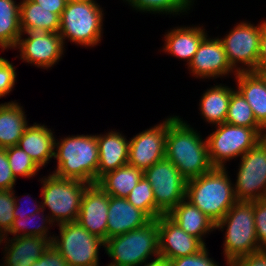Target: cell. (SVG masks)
I'll list each match as a JSON object with an SVG mask.
<instances>
[{
    "label": "cell",
    "mask_w": 266,
    "mask_h": 266,
    "mask_svg": "<svg viewBox=\"0 0 266 266\" xmlns=\"http://www.w3.org/2000/svg\"><path fill=\"white\" fill-rule=\"evenodd\" d=\"M165 158L187 179L206 174L213 166L208 156L207 141L179 116L167 118Z\"/></svg>",
    "instance_id": "1"
},
{
    "label": "cell",
    "mask_w": 266,
    "mask_h": 266,
    "mask_svg": "<svg viewBox=\"0 0 266 266\" xmlns=\"http://www.w3.org/2000/svg\"><path fill=\"white\" fill-rule=\"evenodd\" d=\"M225 168L213 167L206 174L187 180L186 200L215 224L237 202Z\"/></svg>",
    "instance_id": "2"
},
{
    "label": "cell",
    "mask_w": 266,
    "mask_h": 266,
    "mask_svg": "<svg viewBox=\"0 0 266 266\" xmlns=\"http://www.w3.org/2000/svg\"><path fill=\"white\" fill-rule=\"evenodd\" d=\"M54 158L57 169L54 175L60 178L75 179L95 184L99 164L97 135H77L55 140ZM57 151V152H56Z\"/></svg>",
    "instance_id": "3"
},
{
    "label": "cell",
    "mask_w": 266,
    "mask_h": 266,
    "mask_svg": "<svg viewBox=\"0 0 266 266\" xmlns=\"http://www.w3.org/2000/svg\"><path fill=\"white\" fill-rule=\"evenodd\" d=\"M227 225V226H226ZM224 254L227 266L237 258L260 252L254 221V201L236 202L215 228H225Z\"/></svg>",
    "instance_id": "4"
},
{
    "label": "cell",
    "mask_w": 266,
    "mask_h": 266,
    "mask_svg": "<svg viewBox=\"0 0 266 266\" xmlns=\"http://www.w3.org/2000/svg\"><path fill=\"white\" fill-rule=\"evenodd\" d=\"M105 250L114 260L108 266H142L149 256L159 257L158 221L107 239Z\"/></svg>",
    "instance_id": "5"
},
{
    "label": "cell",
    "mask_w": 266,
    "mask_h": 266,
    "mask_svg": "<svg viewBox=\"0 0 266 266\" xmlns=\"http://www.w3.org/2000/svg\"><path fill=\"white\" fill-rule=\"evenodd\" d=\"M102 9L97 3L68 1L60 17L59 35L83 46L98 44L102 32Z\"/></svg>",
    "instance_id": "6"
},
{
    "label": "cell",
    "mask_w": 266,
    "mask_h": 266,
    "mask_svg": "<svg viewBox=\"0 0 266 266\" xmlns=\"http://www.w3.org/2000/svg\"><path fill=\"white\" fill-rule=\"evenodd\" d=\"M41 182L42 207L44 209L46 206L51 211V221H57L58 225L76 222L83 193L89 184L80 180L60 178L54 174L42 179Z\"/></svg>",
    "instance_id": "7"
},
{
    "label": "cell",
    "mask_w": 266,
    "mask_h": 266,
    "mask_svg": "<svg viewBox=\"0 0 266 266\" xmlns=\"http://www.w3.org/2000/svg\"><path fill=\"white\" fill-rule=\"evenodd\" d=\"M264 128L234 126L227 123L217 125L216 131L206 138L208 156L213 167L224 168V163L232 158L243 156L265 135Z\"/></svg>",
    "instance_id": "8"
},
{
    "label": "cell",
    "mask_w": 266,
    "mask_h": 266,
    "mask_svg": "<svg viewBox=\"0 0 266 266\" xmlns=\"http://www.w3.org/2000/svg\"><path fill=\"white\" fill-rule=\"evenodd\" d=\"M59 230L60 239L53 236L51 244L69 266H99L98 250L105 247L103 239L89 233L77 221L60 224Z\"/></svg>",
    "instance_id": "9"
},
{
    "label": "cell",
    "mask_w": 266,
    "mask_h": 266,
    "mask_svg": "<svg viewBox=\"0 0 266 266\" xmlns=\"http://www.w3.org/2000/svg\"><path fill=\"white\" fill-rule=\"evenodd\" d=\"M153 189L156 203V219L167 215L186 199L187 179L168 159L154 163L143 172Z\"/></svg>",
    "instance_id": "10"
},
{
    "label": "cell",
    "mask_w": 266,
    "mask_h": 266,
    "mask_svg": "<svg viewBox=\"0 0 266 266\" xmlns=\"http://www.w3.org/2000/svg\"><path fill=\"white\" fill-rule=\"evenodd\" d=\"M234 193L237 202L264 199L266 194V140L264 138L241 156Z\"/></svg>",
    "instance_id": "11"
},
{
    "label": "cell",
    "mask_w": 266,
    "mask_h": 266,
    "mask_svg": "<svg viewBox=\"0 0 266 266\" xmlns=\"http://www.w3.org/2000/svg\"><path fill=\"white\" fill-rule=\"evenodd\" d=\"M261 23L258 26H254L248 22H241L228 35L226 34L225 38L220 39L230 66L234 69L238 62L247 66V68L242 66V69L237 67L233 72H249L257 69L260 38L266 21Z\"/></svg>",
    "instance_id": "12"
},
{
    "label": "cell",
    "mask_w": 266,
    "mask_h": 266,
    "mask_svg": "<svg viewBox=\"0 0 266 266\" xmlns=\"http://www.w3.org/2000/svg\"><path fill=\"white\" fill-rule=\"evenodd\" d=\"M167 119L129 141L128 164L143 172L165 158Z\"/></svg>",
    "instance_id": "13"
},
{
    "label": "cell",
    "mask_w": 266,
    "mask_h": 266,
    "mask_svg": "<svg viewBox=\"0 0 266 266\" xmlns=\"http://www.w3.org/2000/svg\"><path fill=\"white\" fill-rule=\"evenodd\" d=\"M28 38L20 36L16 47L20 49L21 59L37 67H52L63 54V41L59 33L22 32Z\"/></svg>",
    "instance_id": "14"
},
{
    "label": "cell",
    "mask_w": 266,
    "mask_h": 266,
    "mask_svg": "<svg viewBox=\"0 0 266 266\" xmlns=\"http://www.w3.org/2000/svg\"><path fill=\"white\" fill-rule=\"evenodd\" d=\"M156 220L159 229V256L168 262L198 253L205 247L198 238L186 233L167 215H161Z\"/></svg>",
    "instance_id": "15"
},
{
    "label": "cell",
    "mask_w": 266,
    "mask_h": 266,
    "mask_svg": "<svg viewBox=\"0 0 266 266\" xmlns=\"http://www.w3.org/2000/svg\"><path fill=\"white\" fill-rule=\"evenodd\" d=\"M109 195L98 185L89 184L82 196L77 222L89 233L107 240Z\"/></svg>",
    "instance_id": "16"
},
{
    "label": "cell",
    "mask_w": 266,
    "mask_h": 266,
    "mask_svg": "<svg viewBox=\"0 0 266 266\" xmlns=\"http://www.w3.org/2000/svg\"><path fill=\"white\" fill-rule=\"evenodd\" d=\"M206 36L200 43L197 52L189 63L196 77H219L233 71L227 60L226 52L220 38L210 39Z\"/></svg>",
    "instance_id": "17"
},
{
    "label": "cell",
    "mask_w": 266,
    "mask_h": 266,
    "mask_svg": "<svg viewBox=\"0 0 266 266\" xmlns=\"http://www.w3.org/2000/svg\"><path fill=\"white\" fill-rule=\"evenodd\" d=\"M107 239L140 228L152 219L126 198L109 196Z\"/></svg>",
    "instance_id": "18"
},
{
    "label": "cell",
    "mask_w": 266,
    "mask_h": 266,
    "mask_svg": "<svg viewBox=\"0 0 266 266\" xmlns=\"http://www.w3.org/2000/svg\"><path fill=\"white\" fill-rule=\"evenodd\" d=\"M99 164L98 179L107 172L128 164L129 141L119 132L97 135Z\"/></svg>",
    "instance_id": "19"
},
{
    "label": "cell",
    "mask_w": 266,
    "mask_h": 266,
    "mask_svg": "<svg viewBox=\"0 0 266 266\" xmlns=\"http://www.w3.org/2000/svg\"><path fill=\"white\" fill-rule=\"evenodd\" d=\"M17 146L24 150L36 165L41 168L54 157L55 137L45 125L27 126Z\"/></svg>",
    "instance_id": "20"
},
{
    "label": "cell",
    "mask_w": 266,
    "mask_h": 266,
    "mask_svg": "<svg viewBox=\"0 0 266 266\" xmlns=\"http://www.w3.org/2000/svg\"><path fill=\"white\" fill-rule=\"evenodd\" d=\"M53 238L17 236L9 240L5 266H32L50 247ZM10 247V248H9Z\"/></svg>",
    "instance_id": "21"
},
{
    "label": "cell",
    "mask_w": 266,
    "mask_h": 266,
    "mask_svg": "<svg viewBox=\"0 0 266 266\" xmlns=\"http://www.w3.org/2000/svg\"><path fill=\"white\" fill-rule=\"evenodd\" d=\"M167 216L189 235L198 238L204 245L202 236L215 229L216 224L207 215L186 199L175 206Z\"/></svg>",
    "instance_id": "22"
},
{
    "label": "cell",
    "mask_w": 266,
    "mask_h": 266,
    "mask_svg": "<svg viewBox=\"0 0 266 266\" xmlns=\"http://www.w3.org/2000/svg\"><path fill=\"white\" fill-rule=\"evenodd\" d=\"M238 91L251 106L257 122L266 130V85L255 71L235 72Z\"/></svg>",
    "instance_id": "23"
},
{
    "label": "cell",
    "mask_w": 266,
    "mask_h": 266,
    "mask_svg": "<svg viewBox=\"0 0 266 266\" xmlns=\"http://www.w3.org/2000/svg\"><path fill=\"white\" fill-rule=\"evenodd\" d=\"M204 30L201 27H177L166 34L163 49L177 58L187 60L189 65L200 43L207 36Z\"/></svg>",
    "instance_id": "24"
},
{
    "label": "cell",
    "mask_w": 266,
    "mask_h": 266,
    "mask_svg": "<svg viewBox=\"0 0 266 266\" xmlns=\"http://www.w3.org/2000/svg\"><path fill=\"white\" fill-rule=\"evenodd\" d=\"M20 28L22 32L59 33L60 16L34 1L20 3Z\"/></svg>",
    "instance_id": "25"
},
{
    "label": "cell",
    "mask_w": 266,
    "mask_h": 266,
    "mask_svg": "<svg viewBox=\"0 0 266 266\" xmlns=\"http://www.w3.org/2000/svg\"><path fill=\"white\" fill-rule=\"evenodd\" d=\"M25 112L16 102L0 104V148L18 144L27 125Z\"/></svg>",
    "instance_id": "26"
},
{
    "label": "cell",
    "mask_w": 266,
    "mask_h": 266,
    "mask_svg": "<svg viewBox=\"0 0 266 266\" xmlns=\"http://www.w3.org/2000/svg\"><path fill=\"white\" fill-rule=\"evenodd\" d=\"M142 176L141 169L127 164L105 173L96 183L109 196L126 198Z\"/></svg>",
    "instance_id": "27"
},
{
    "label": "cell",
    "mask_w": 266,
    "mask_h": 266,
    "mask_svg": "<svg viewBox=\"0 0 266 266\" xmlns=\"http://www.w3.org/2000/svg\"><path fill=\"white\" fill-rule=\"evenodd\" d=\"M233 91L227 86L216 85L203 93L200 111L206 121L216 125L225 123Z\"/></svg>",
    "instance_id": "28"
},
{
    "label": "cell",
    "mask_w": 266,
    "mask_h": 266,
    "mask_svg": "<svg viewBox=\"0 0 266 266\" xmlns=\"http://www.w3.org/2000/svg\"><path fill=\"white\" fill-rule=\"evenodd\" d=\"M14 0H0V47L15 48L22 31L20 28V5Z\"/></svg>",
    "instance_id": "29"
},
{
    "label": "cell",
    "mask_w": 266,
    "mask_h": 266,
    "mask_svg": "<svg viewBox=\"0 0 266 266\" xmlns=\"http://www.w3.org/2000/svg\"><path fill=\"white\" fill-rule=\"evenodd\" d=\"M225 123L249 128H263L255 119L251 106L238 90H234L231 94Z\"/></svg>",
    "instance_id": "30"
},
{
    "label": "cell",
    "mask_w": 266,
    "mask_h": 266,
    "mask_svg": "<svg viewBox=\"0 0 266 266\" xmlns=\"http://www.w3.org/2000/svg\"><path fill=\"white\" fill-rule=\"evenodd\" d=\"M126 199L134 207L145 212L151 219H156V203L153 189L144 175Z\"/></svg>",
    "instance_id": "31"
},
{
    "label": "cell",
    "mask_w": 266,
    "mask_h": 266,
    "mask_svg": "<svg viewBox=\"0 0 266 266\" xmlns=\"http://www.w3.org/2000/svg\"><path fill=\"white\" fill-rule=\"evenodd\" d=\"M136 10L179 14L190 9L192 0H126Z\"/></svg>",
    "instance_id": "32"
},
{
    "label": "cell",
    "mask_w": 266,
    "mask_h": 266,
    "mask_svg": "<svg viewBox=\"0 0 266 266\" xmlns=\"http://www.w3.org/2000/svg\"><path fill=\"white\" fill-rule=\"evenodd\" d=\"M7 158L13 175L17 179V176L32 177L40 169L31 157L22 150L19 146L6 148Z\"/></svg>",
    "instance_id": "33"
},
{
    "label": "cell",
    "mask_w": 266,
    "mask_h": 266,
    "mask_svg": "<svg viewBox=\"0 0 266 266\" xmlns=\"http://www.w3.org/2000/svg\"><path fill=\"white\" fill-rule=\"evenodd\" d=\"M43 210L44 209H42L41 211H38L37 213H34V214L30 215V216L15 218L14 222L12 224V227H11V229H10V231L8 233L9 234L11 233V235L13 234L14 236L16 235L15 237H17V236H37V237H43V238H53V236L52 237L51 236L47 237L48 236L47 235L48 227H46V225L44 226V223H43V222H45L47 220H48L47 222H49L48 224L52 223V221H51L49 216L48 217L46 216L45 219H44V216L42 217L43 218L42 219V221H43L42 224L43 225L41 224V225H39L37 227V226L34 225L35 224L34 223L33 225L35 226V228L32 225V227H33V228L31 227L32 229H28L29 231L26 230L29 227V223H28L29 220H35V219H33V218L36 217L35 215L38 214L37 216H39V213L43 212ZM47 218H49V219H47ZM20 231H23L24 233L20 234ZM18 233H19V235H18Z\"/></svg>",
    "instance_id": "34"
},
{
    "label": "cell",
    "mask_w": 266,
    "mask_h": 266,
    "mask_svg": "<svg viewBox=\"0 0 266 266\" xmlns=\"http://www.w3.org/2000/svg\"><path fill=\"white\" fill-rule=\"evenodd\" d=\"M15 197L13 189L0 190V231L7 233L14 222Z\"/></svg>",
    "instance_id": "35"
},
{
    "label": "cell",
    "mask_w": 266,
    "mask_h": 266,
    "mask_svg": "<svg viewBox=\"0 0 266 266\" xmlns=\"http://www.w3.org/2000/svg\"><path fill=\"white\" fill-rule=\"evenodd\" d=\"M254 221L260 250H266V202L254 201Z\"/></svg>",
    "instance_id": "36"
},
{
    "label": "cell",
    "mask_w": 266,
    "mask_h": 266,
    "mask_svg": "<svg viewBox=\"0 0 266 266\" xmlns=\"http://www.w3.org/2000/svg\"><path fill=\"white\" fill-rule=\"evenodd\" d=\"M170 266H218L208 257L206 246L198 253L185 257L174 258L169 261Z\"/></svg>",
    "instance_id": "37"
},
{
    "label": "cell",
    "mask_w": 266,
    "mask_h": 266,
    "mask_svg": "<svg viewBox=\"0 0 266 266\" xmlns=\"http://www.w3.org/2000/svg\"><path fill=\"white\" fill-rule=\"evenodd\" d=\"M15 80L14 66L5 58L0 57V98L12 91Z\"/></svg>",
    "instance_id": "38"
},
{
    "label": "cell",
    "mask_w": 266,
    "mask_h": 266,
    "mask_svg": "<svg viewBox=\"0 0 266 266\" xmlns=\"http://www.w3.org/2000/svg\"><path fill=\"white\" fill-rule=\"evenodd\" d=\"M16 178L7 158L6 149L0 148V190L13 189Z\"/></svg>",
    "instance_id": "39"
},
{
    "label": "cell",
    "mask_w": 266,
    "mask_h": 266,
    "mask_svg": "<svg viewBox=\"0 0 266 266\" xmlns=\"http://www.w3.org/2000/svg\"><path fill=\"white\" fill-rule=\"evenodd\" d=\"M32 266H69V264L51 244Z\"/></svg>",
    "instance_id": "40"
},
{
    "label": "cell",
    "mask_w": 266,
    "mask_h": 266,
    "mask_svg": "<svg viewBox=\"0 0 266 266\" xmlns=\"http://www.w3.org/2000/svg\"><path fill=\"white\" fill-rule=\"evenodd\" d=\"M229 266H266V250L239 257Z\"/></svg>",
    "instance_id": "41"
},
{
    "label": "cell",
    "mask_w": 266,
    "mask_h": 266,
    "mask_svg": "<svg viewBox=\"0 0 266 266\" xmlns=\"http://www.w3.org/2000/svg\"><path fill=\"white\" fill-rule=\"evenodd\" d=\"M45 9L58 14L61 17L62 11L65 9L68 0H32Z\"/></svg>",
    "instance_id": "42"
},
{
    "label": "cell",
    "mask_w": 266,
    "mask_h": 266,
    "mask_svg": "<svg viewBox=\"0 0 266 266\" xmlns=\"http://www.w3.org/2000/svg\"><path fill=\"white\" fill-rule=\"evenodd\" d=\"M257 68H266V25L262 29Z\"/></svg>",
    "instance_id": "43"
},
{
    "label": "cell",
    "mask_w": 266,
    "mask_h": 266,
    "mask_svg": "<svg viewBox=\"0 0 266 266\" xmlns=\"http://www.w3.org/2000/svg\"><path fill=\"white\" fill-rule=\"evenodd\" d=\"M14 197H15V203H16V205H15L14 213L13 214H14V217L15 218L30 216V215H32L34 213H37L38 211H41L43 209V207H42L41 204H40V206L39 205H36L37 208L35 207V209L28 211L29 213L28 212H25L26 214H24L22 211H20L22 208L20 209V206H18V205H20V203L17 204V201H16V198L17 197L16 196H14ZM34 206H35V204H34Z\"/></svg>",
    "instance_id": "44"
},
{
    "label": "cell",
    "mask_w": 266,
    "mask_h": 266,
    "mask_svg": "<svg viewBox=\"0 0 266 266\" xmlns=\"http://www.w3.org/2000/svg\"><path fill=\"white\" fill-rule=\"evenodd\" d=\"M143 264L144 266H170L169 262L165 258H162L160 256L149 263L144 262Z\"/></svg>",
    "instance_id": "45"
},
{
    "label": "cell",
    "mask_w": 266,
    "mask_h": 266,
    "mask_svg": "<svg viewBox=\"0 0 266 266\" xmlns=\"http://www.w3.org/2000/svg\"><path fill=\"white\" fill-rule=\"evenodd\" d=\"M255 72L260 76L266 85V68H257Z\"/></svg>",
    "instance_id": "46"
},
{
    "label": "cell",
    "mask_w": 266,
    "mask_h": 266,
    "mask_svg": "<svg viewBox=\"0 0 266 266\" xmlns=\"http://www.w3.org/2000/svg\"><path fill=\"white\" fill-rule=\"evenodd\" d=\"M68 1H79V2H89V3H95L94 0H68Z\"/></svg>",
    "instance_id": "47"
},
{
    "label": "cell",
    "mask_w": 266,
    "mask_h": 266,
    "mask_svg": "<svg viewBox=\"0 0 266 266\" xmlns=\"http://www.w3.org/2000/svg\"><path fill=\"white\" fill-rule=\"evenodd\" d=\"M4 237H5V239H6L5 234H4L2 231H0V244H1V242H3Z\"/></svg>",
    "instance_id": "48"
},
{
    "label": "cell",
    "mask_w": 266,
    "mask_h": 266,
    "mask_svg": "<svg viewBox=\"0 0 266 266\" xmlns=\"http://www.w3.org/2000/svg\"><path fill=\"white\" fill-rule=\"evenodd\" d=\"M27 1H32V0H23L22 2H20V3H24V2H27Z\"/></svg>",
    "instance_id": "49"
}]
</instances>
